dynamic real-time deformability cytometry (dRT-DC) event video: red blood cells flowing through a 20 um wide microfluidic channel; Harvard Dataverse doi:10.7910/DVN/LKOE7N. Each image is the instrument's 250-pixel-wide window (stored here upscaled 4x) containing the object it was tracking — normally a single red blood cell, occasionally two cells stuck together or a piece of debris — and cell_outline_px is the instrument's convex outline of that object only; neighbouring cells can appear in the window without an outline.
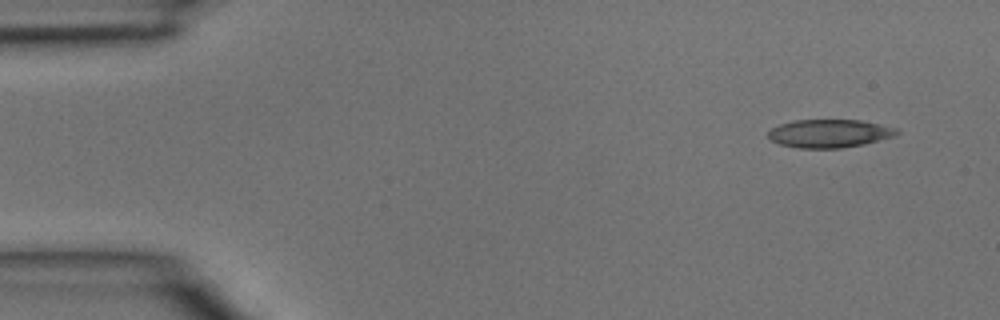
{"species": "common noctule bat (a hibernating species)", "species_latin": "Nyctalus noctula", "temperature_condition": "room temperature", "stored_images_in_passage": 3, "camera_frame_rate_fps": 3000, "um_per_image_px": 0.085, "animal": {"sex": "male", "body_mass_g": 15.6}, "frame": {"image": 1, "passage_image": 1, "time_ms": 0.0, "image_size_px": [1000, 320], "cell_outline_px": [[900, 132], [896, 136], [864, 144], [840, 148], [796, 148], [780, 144], [772, 140], [768, 136], [768, 132], [772, 128], [780, 124], [796, 120], [860, 120], [896, 128]], "centroid_in_image_um": [70.51, 11.35], "position_along_channel_um": 14.5, "area_um2": 21.04}}